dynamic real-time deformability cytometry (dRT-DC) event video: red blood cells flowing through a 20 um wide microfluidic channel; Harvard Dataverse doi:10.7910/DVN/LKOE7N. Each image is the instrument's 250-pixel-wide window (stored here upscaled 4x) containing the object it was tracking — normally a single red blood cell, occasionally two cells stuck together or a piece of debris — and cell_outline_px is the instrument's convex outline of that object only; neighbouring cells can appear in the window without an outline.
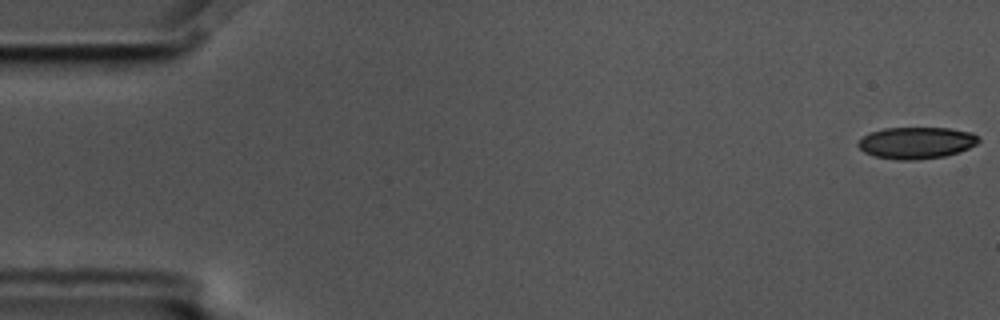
{"species": "common noctule bat (a hibernating species)", "species_latin": "Nyctalus noctula", "temperature_condition": "cold", "stored_images_in_passage": 15, "camera_frame_rate_fps": 3000, "um_per_image_px": 0.085, "animal": {"sex": "male", "body_mass_g": 17.5, "forearm_length_mm": 52.3}, "frame": {"image": 1, "passage_image": 1, "time_ms": 0.0, "image_size_px": [1000, 320], "cell_outline_px": [[980, 140], [976, 144], [960, 152], [944, 156], [916, 160], [896, 160], [876, 156], [864, 152], [856, 144], [868, 132], [884, 128], [948, 128], [972, 132], [980, 136]], "centroid_in_image_um": [77.9, 12.13], "position_along_channel_um": 7.1, "area_um2": 22.37}}
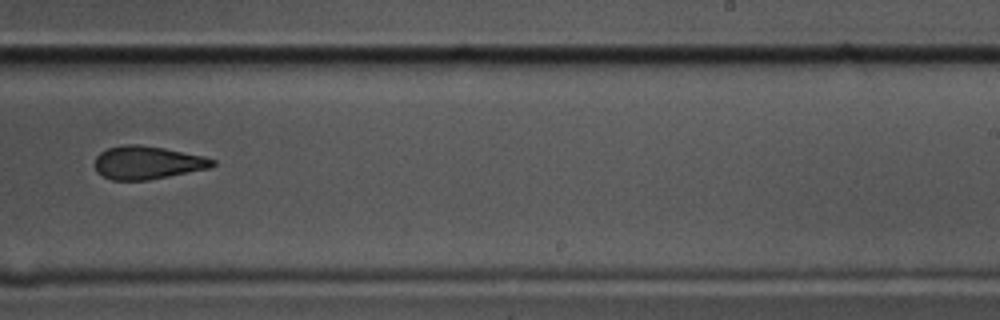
{"frame": {"image": 2, "passage_image": 10, "time_ms": 3.0, "image_size_px": [1000, 320], "cell_outline_px": [[216, 164], [208, 168], [148, 180], [112, 180], [96, 172], [96, 156], [100, 152], [108, 148], [124, 144], [140, 144], [164, 148], [204, 156], [216, 160]], "centroid_in_image_um": [12.52, 13.81], "position_along_channel_um": 276.5, "area_um2": 22.6}}
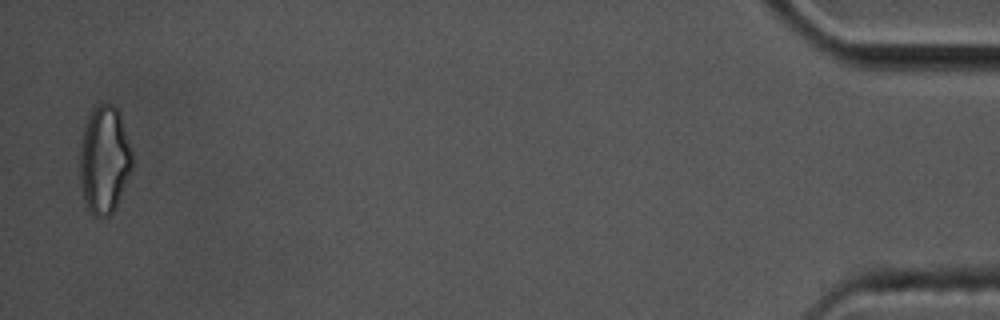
{"frame": {"image": 3, "passage_image": 15, "time_ms": 4.667, "image_size_px": [1000, 320], "cell_outline_px": [[132, 168], [116, 204], [112, 212], [108, 216], [96, 216], [88, 208], [84, 196], [80, 180], [80, 144], [84, 128], [92, 108], [100, 104], [112, 104], [120, 112], [132, 152]], "centroid_in_image_um": [8.87, 13.53], "position_along_channel_um": 426.3, "area_um2": 32.37}}